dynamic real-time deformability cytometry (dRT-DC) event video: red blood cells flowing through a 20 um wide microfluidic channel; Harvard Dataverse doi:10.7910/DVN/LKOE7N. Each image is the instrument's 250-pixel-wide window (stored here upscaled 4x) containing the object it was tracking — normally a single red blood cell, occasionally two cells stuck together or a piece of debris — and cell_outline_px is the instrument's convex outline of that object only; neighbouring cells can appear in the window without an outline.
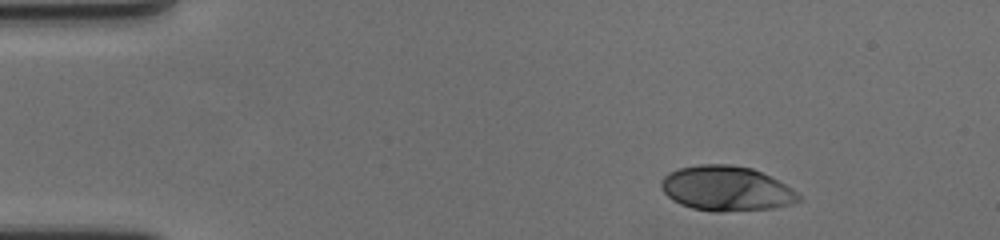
{"species": "human", "species_latin": "Homo sapiens", "temperature_condition": "cold", "stored_images_in_passage": 52, "camera_frame_rate_fps": 3000, "um_per_image_px": 0.085, "donor": {"sex": "female"}, "frame": {"image": 1, "passage_image": 1, "time_ms": 0.0, "image_size_px": [1000, 240], "cell_outline_px": [[804, 200], [792, 204], [776, 208], [720, 212], [712, 212], [692, 208], [680, 204], [672, 200], [660, 188], [660, 180], [668, 172], [680, 168], [696, 164], [732, 164], [752, 168], [792, 188]], "centroid_in_image_um": [61.72, 16.03], "position_along_channel_um": 23.3, "area_um2": 36.24}}
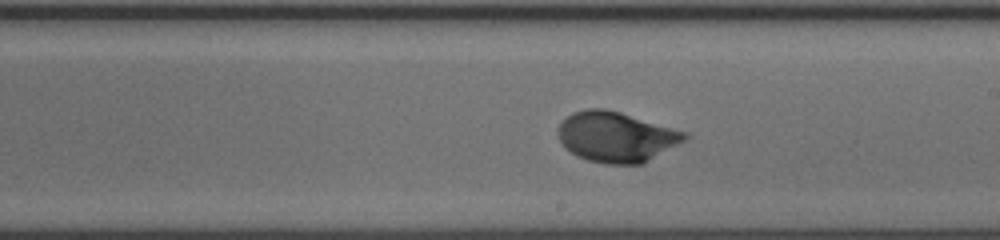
{"frame": {"image": 2, "passage_image": 27, "time_ms": 8.667, "image_size_px": [1000, 240], "cell_outline_px": [[688, 140], [644, 164], [604, 164], [588, 160], [576, 156], [564, 148], [556, 132], [556, 128], [572, 112], [588, 108], [604, 108], [620, 112], [688, 132]], "centroid_in_image_um": [52.4, 11.65], "position_along_channel_um": 236.6, "area_um2": 37.69}}
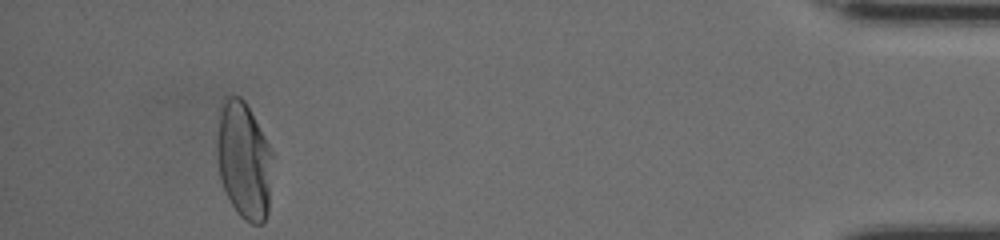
{"frame": {"image": 3, "passage_image": 48, "time_ms": 15.667, "image_size_px": [1000, 240], "cell_outline_px": [[272, 152], [268, 212], [264, 224], [252, 224], [244, 220], [236, 212], [220, 180], [216, 156], [216, 140], [220, 108], [224, 100], [228, 96], [240, 96], [244, 100], [264, 136]], "centroid_in_image_um": [20.71, 13.65], "position_along_channel_um": 414.5, "area_um2": 37.86}, "authors_computed_cell_mechanics": {"area_um2": 36.2117, "velocity_mm_per_s": 3.4762, "shape_relaxation_time_tau1_ms": 3.7077, "shape_relaxation_time_tau2_ms": null, "deformation_change_tau1": 0.2074, "deformation_change_tau2": null}}